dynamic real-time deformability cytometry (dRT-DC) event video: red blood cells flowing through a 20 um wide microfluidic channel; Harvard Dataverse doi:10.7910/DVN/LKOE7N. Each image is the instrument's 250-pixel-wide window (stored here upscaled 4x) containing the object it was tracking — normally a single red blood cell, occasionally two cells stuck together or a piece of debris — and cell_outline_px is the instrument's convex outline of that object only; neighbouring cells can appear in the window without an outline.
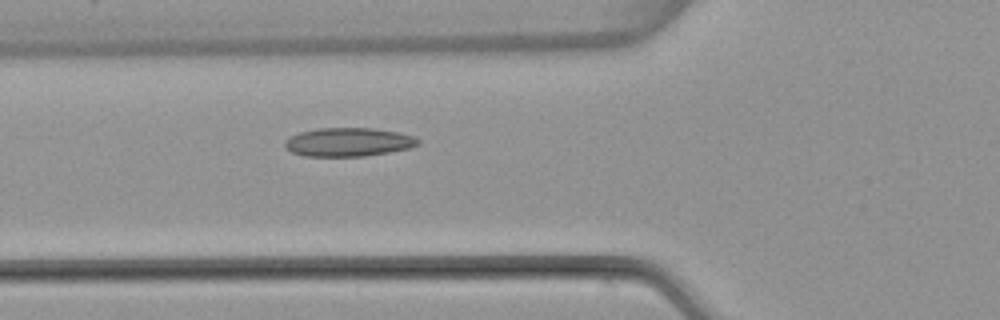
{"species": "common noctule bat (a hibernating species)", "species_latin": "Nyctalus noctula", "temperature_condition": "warm", "stored_images_in_passage": 5, "camera_frame_rate_fps": 3000, "um_per_image_px": 0.085, "animal": {"sex": "female", "body_mass_g": 22.7, "forearm_length_mm": 54.2}, "frame": {"image": 1, "passage_image": 5, "time_ms": 7.0, "image_size_px": [1000, 320], "cell_outline_px": [[420, 144], [408, 148], [388, 152], [364, 156], [304, 156], [292, 152], [284, 148], [284, 140], [288, 136], [300, 132], [320, 128], [376, 128], [400, 132], [412, 136], [420, 140]], "centroid_in_image_um": [29.58, 12.07], "position_along_channel_um": 96.2, "area_um2": 22.37}}